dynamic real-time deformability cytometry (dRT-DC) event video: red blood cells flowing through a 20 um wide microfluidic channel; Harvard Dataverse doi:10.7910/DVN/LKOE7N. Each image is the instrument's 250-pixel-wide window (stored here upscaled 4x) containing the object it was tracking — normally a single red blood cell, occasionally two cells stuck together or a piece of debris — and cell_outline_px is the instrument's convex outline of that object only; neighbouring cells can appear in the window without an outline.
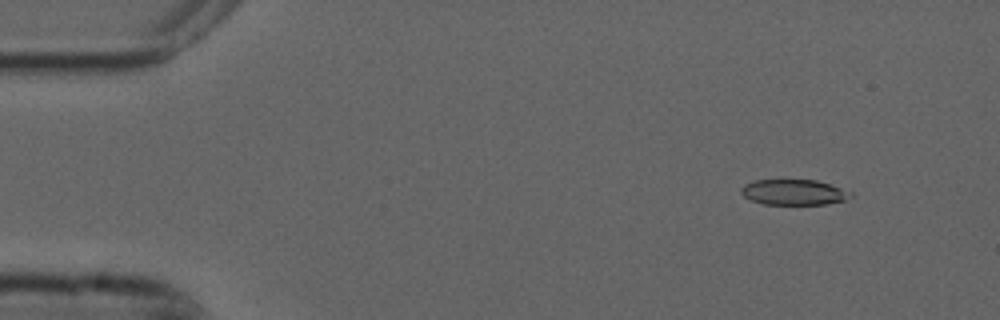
{"species": "common noctule bat (a hibernating species)", "species_latin": "Nyctalus noctula", "temperature_condition": "cold", "stored_images_in_passage": 4, "camera_frame_rate_fps": 3000, "um_per_image_px": 0.085, "animal": {"sex": "male", "forearm_length_mm": 52.5}, "frame": {"image": 1, "passage_image": 2, "time_ms": 0.333, "image_size_px": [1000, 320], "cell_outline_px": [[852, 196], [844, 200], [824, 204], [764, 204], [752, 200], [744, 196], [740, 192], [740, 188], [744, 184], [756, 180], [816, 180], [852, 192]], "centroid_in_image_um": [67.44, 16.33], "position_along_channel_um": 17.6, "area_um2": 16.07}}